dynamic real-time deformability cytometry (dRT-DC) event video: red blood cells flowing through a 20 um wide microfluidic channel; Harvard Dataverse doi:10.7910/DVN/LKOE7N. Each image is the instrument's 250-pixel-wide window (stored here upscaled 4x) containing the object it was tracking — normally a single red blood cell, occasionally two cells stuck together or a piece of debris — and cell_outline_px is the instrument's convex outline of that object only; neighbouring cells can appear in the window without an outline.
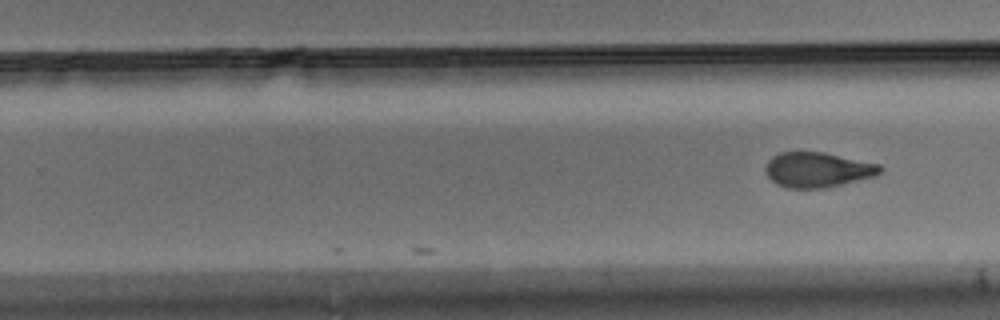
{"species": "Egyptian fruit bat (a non-hibernating species)", "species_latin": "Rousettus aegyptiacus", "temperature_condition": "warm", "stored_images_in_passage": 21, "camera_frame_rate_fps": 3000, "um_per_image_px": 0.085, "animal": {"sex": "male"}, "frame": {"image": 1, "passage_image": 21, "time_ms": 6.667, "image_size_px": [1000, 320], "cell_outline_px": [[884, 168], [876, 176], [824, 188], [788, 188], [776, 184], [764, 172], [764, 168], [768, 160], [772, 156], [780, 152], [824, 152], [880, 164]], "centroid_in_image_um": [69.49, 14.42], "position_along_channel_um": 260.3, "area_um2": 23.52}}